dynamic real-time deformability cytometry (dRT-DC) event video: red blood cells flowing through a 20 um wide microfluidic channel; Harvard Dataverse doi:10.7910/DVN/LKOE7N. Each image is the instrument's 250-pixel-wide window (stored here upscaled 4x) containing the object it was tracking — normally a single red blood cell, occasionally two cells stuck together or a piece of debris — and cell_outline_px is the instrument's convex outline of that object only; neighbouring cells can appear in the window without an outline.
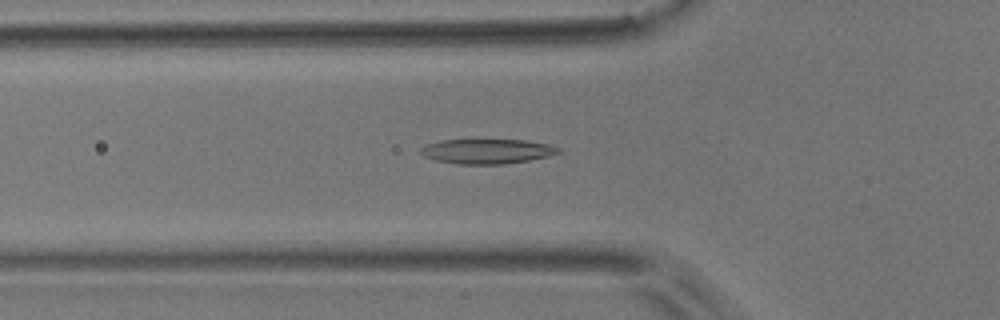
{"species": "common noctule bat (a hibernating species)", "species_latin": "Nyctalus noctula", "temperature_condition": "room temperature", "stored_images_in_passage": 45, "camera_frame_rate_fps": 3000, "um_per_image_px": 0.085, "animal": {"sex": "male", "body_mass_g": 17.9}, "frame": {"image": 1, "passage_image": 9, "time_ms": 2.667, "image_size_px": [1000, 320], "cell_outline_px": [[560, 152], [548, 156], [528, 160], [504, 164], [456, 164], [436, 160], [424, 156], [420, 152], [420, 148], [424, 144], [440, 140], [524, 140], [548, 144], [560, 148]], "centroid_in_image_um": [41.35, 12.86], "position_along_channel_um": 84.4, "area_um2": 19.83}}
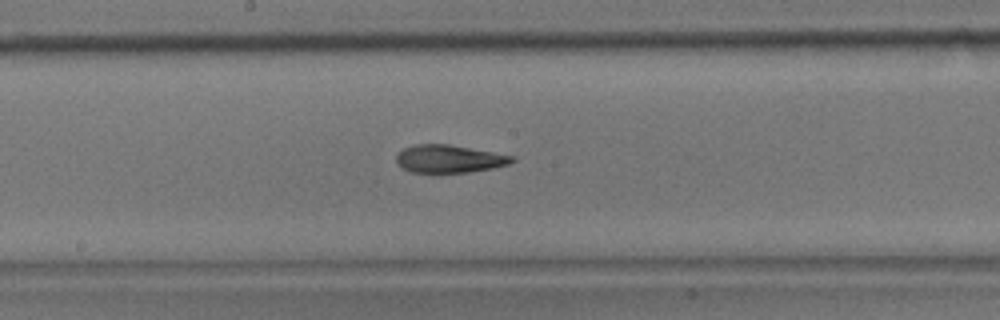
{"frame": {"image": 2, "passage_image": 19, "time_ms": 6.0, "image_size_px": [1000, 320], "cell_outline_px": [[516, 160], [508, 164], [492, 168], [468, 172], [412, 172], [396, 164], [396, 156], [404, 148], [416, 144], [448, 144], [516, 156]], "centroid_in_image_um": [38.2, 13.49], "position_along_channel_um": 210.0, "area_um2": 18.61}}
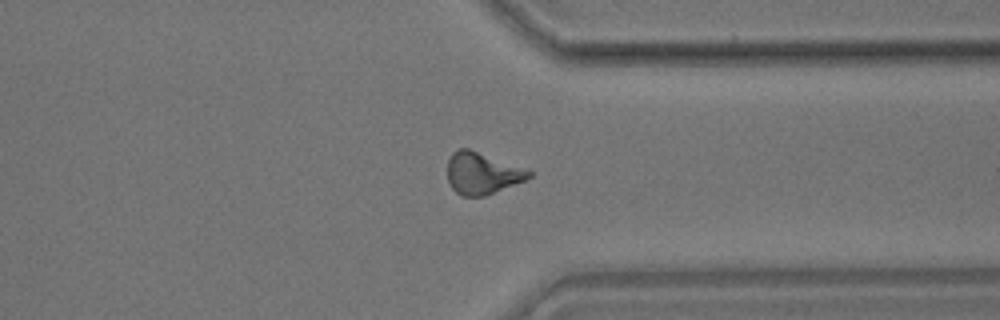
{"frame": {"image": 3, "passage_image": 32, "time_ms": 10.333, "image_size_px": [1000, 320], "cell_outline_px": [[532, 176], [524, 180], [484, 196], [460, 196], [452, 188], [448, 180], [448, 160], [452, 152], [460, 148], [468, 148], [532, 172]], "centroid_in_image_um": [40.92, 14.74], "position_along_channel_um": 370.5, "area_um2": 19.31}, "authors_computed_cell_mechanics": {"area_um2": 19.363, "velocity_mm_per_s": 3.7415, "shape_relaxation_time_tau1_ms": null, "shape_relaxation_time_tau2_ms": 3.9174, "deformation_change_tau1": null, "deformation_change_tau2": 0.133}}